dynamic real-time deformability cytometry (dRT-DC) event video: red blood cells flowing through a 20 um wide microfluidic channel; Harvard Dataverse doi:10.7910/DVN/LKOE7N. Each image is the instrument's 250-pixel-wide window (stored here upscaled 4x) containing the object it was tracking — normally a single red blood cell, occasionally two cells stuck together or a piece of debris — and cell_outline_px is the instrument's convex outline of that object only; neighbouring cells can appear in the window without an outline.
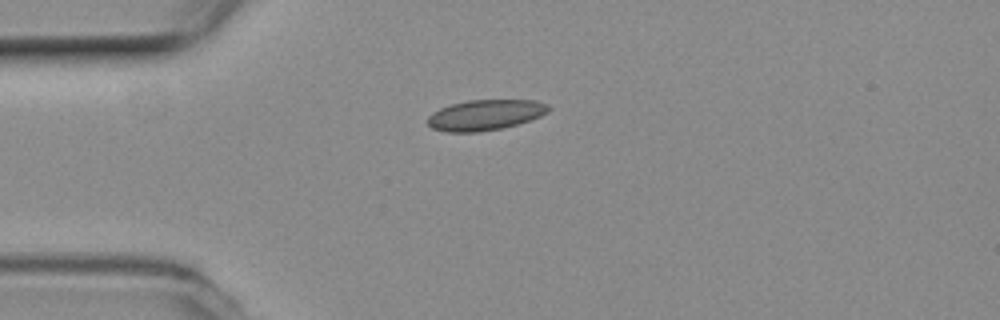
{"species": "common noctule bat (a hibernating species)", "species_latin": "Nyctalus noctula", "temperature_condition": "room temperature", "stored_images_in_passage": 35, "camera_frame_rate_fps": 3000, "um_per_image_px": 0.085, "animal": {"sex": "female", "body_mass_g": 19.3, "forearm_length_mm": 54.1}, "frame": {"image": 1, "passage_image": 1, "time_ms": 0.0, "image_size_px": [1000, 320], "cell_outline_px": [[552, 108], [548, 112], [540, 116], [516, 124], [500, 128], [476, 132], [448, 132], [432, 128], [428, 124], [428, 116], [432, 112], [440, 108], [452, 104], [468, 100], [536, 100], [548, 104]], "centroid_in_image_um": [41.25, 9.76], "position_along_channel_um": 43.8, "area_um2": 21.39}}
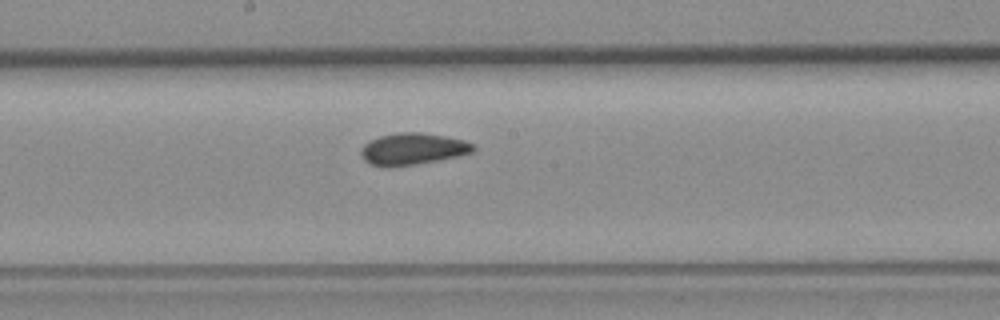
{"frame": {"image": 2, "passage_image": 16, "time_ms": 5.0, "image_size_px": [1000, 320], "cell_outline_px": [[476, 148], [472, 152], [460, 156], [416, 164], [388, 168], [368, 164], [360, 156], [360, 148], [364, 144], [380, 136], [400, 132], [420, 132], [444, 136], [464, 140], [472, 144]], "centroid_in_image_um": [35.04, 12.68], "position_along_channel_um": 213.2, "area_um2": 20.92}}
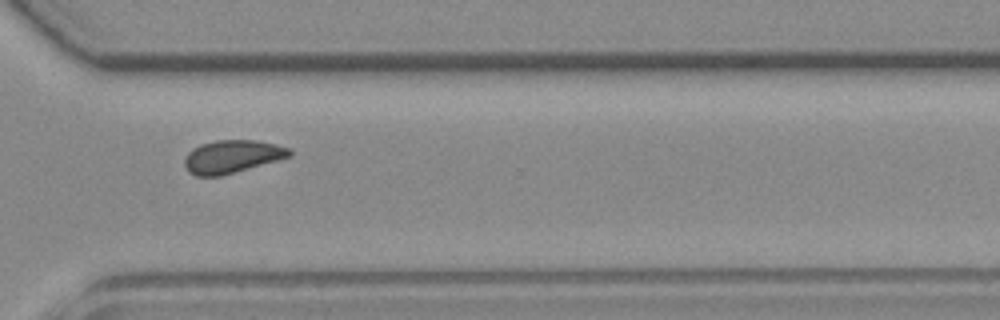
{"frame": {"image": 3, "passage_image": 27, "time_ms": 8.667, "image_size_px": [1000, 320], "cell_outline_px": [[292, 156], [220, 176], [196, 176], [188, 172], [184, 164], [184, 160], [188, 152], [192, 148], [200, 144], [216, 140], [256, 140], [276, 144], [292, 148]], "centroid_in_image_um": [19.73, 13.3], "position_along_channel_um": 350.9, "area_um2": 20.23}, "authors_computed_cell_mechanics": {"area_um2": 20.2878, "velocity_mm_per_s": 3.7582, "shape_relaxation_time_tau1_ms": 11.1238, "shape_relaxation_time_tau2_ms": 2.7918, "deformation_change_tau1": 0.1472, "deformation_change_tau2": 0.0553}}